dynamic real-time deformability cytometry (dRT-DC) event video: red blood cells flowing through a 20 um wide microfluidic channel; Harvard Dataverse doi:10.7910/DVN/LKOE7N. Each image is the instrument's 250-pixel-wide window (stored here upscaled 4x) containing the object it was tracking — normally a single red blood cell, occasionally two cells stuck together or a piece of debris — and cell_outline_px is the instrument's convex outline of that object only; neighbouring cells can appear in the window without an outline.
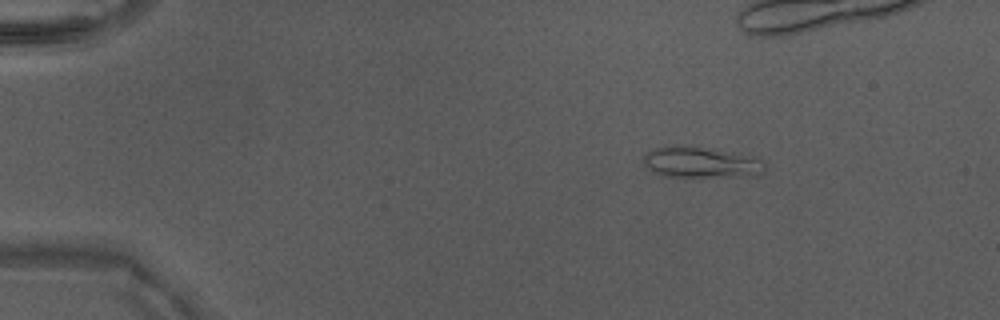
{"species": "Egyptian fruit bat (a non-hibernating species)", "species_latin": "Rousettus aegyptiacus", "temperature_condition": "warm", "stored_images_in_passage": 48, "camera_frame_rate_fps": 3000, "um_per_image_px": 0.085, "animal": {"sex": "male"}, "frame": {"image": 1, "passage_image": 7, "time_ms": 2.0, "image_size_px": [1000, 320], "cell_outline_px": [[764, 172], [744, 176], [660, 176], [648, 168], [644, 164], [644, 156], [652, 148], [684, 144], [712, 148], [764, 160]], "centroid_in_image_um": [59.52, 13.78], "position_along_channel_um": 25.5, "area_um2": 21.73}}